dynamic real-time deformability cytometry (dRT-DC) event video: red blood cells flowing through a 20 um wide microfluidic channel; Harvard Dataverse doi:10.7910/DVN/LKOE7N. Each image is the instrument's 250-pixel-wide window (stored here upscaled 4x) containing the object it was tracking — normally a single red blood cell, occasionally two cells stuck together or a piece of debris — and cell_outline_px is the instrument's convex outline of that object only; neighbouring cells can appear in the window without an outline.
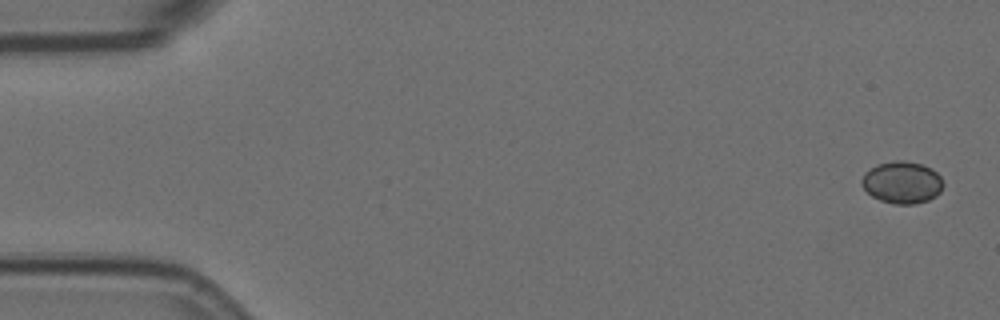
{"species": "Egyptian fruit bat (a non-hibernating species)", "species_latin": "Rousettus aegyptiacus", "temperature_condition": "room temperature", "stored_images_in_passage": 9, "camera_frame_rate_fps": 3000, "um_per_image_px": 0.085, "animal": {"sex": "female"}, "frame": {"image": 1, "passage_image": 1, "time_ms": 0.0, "image_size_px": [1000, 320], "cell_outline_px": [[944, 184], [940, 192], [936, 196], [928, 200], [916, 204], [892, 204], [880, 200], [872, 196], [860, 184], [860, 180], [864, 172], [876, 164], [892, 160], [904, 160], [920, 164], [932, 168], [940, 176]], "centroid_in_image_um": [76.66, 15.5], "position_along_channel_um": 8.3, "area_um2": 20.29}}
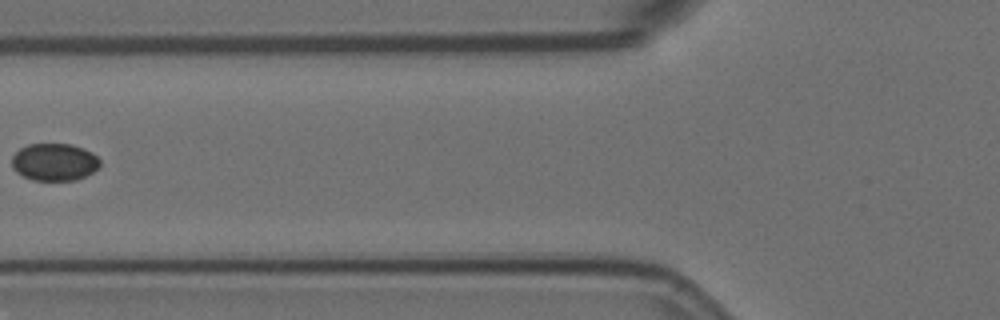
{"frame": {"image": 2, "passage_image": 7, "time_ms": 2.0, "image_size_px": [1000, 320], "cell_outline_px": [[100, 164], [92, 172], [76, 180], [32, 180], [16, 172], [12, 168], [12, 156], [20, 148], [28, 144], [72, 144], [84, 148], [92, 152], [100, 160]], "centroid_in_image_um": [4.61, 13.76], "position_along_channel_um": 121.2, "area_um2": 19.19}}
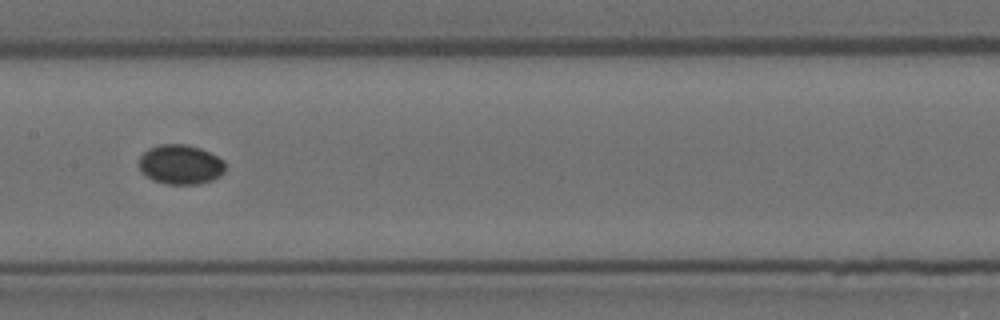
{"frame": {"image": 3, "passage_image": 9, "time_ms": 2.667, "image_size_px": [1000, 320], "cell_outline_px": [[224, 172], [220, 176], [212, 180], [200, 184], [168, 184], [152, 180], [140, 172], [140, 156], [148, 148], [156, 144], [188, 144], [200, 148], [224, 160]], "centroid_in_image_um": [15.33, 13.98], "position_along_channel_um": 192.1, "area_um2": 20.06}}